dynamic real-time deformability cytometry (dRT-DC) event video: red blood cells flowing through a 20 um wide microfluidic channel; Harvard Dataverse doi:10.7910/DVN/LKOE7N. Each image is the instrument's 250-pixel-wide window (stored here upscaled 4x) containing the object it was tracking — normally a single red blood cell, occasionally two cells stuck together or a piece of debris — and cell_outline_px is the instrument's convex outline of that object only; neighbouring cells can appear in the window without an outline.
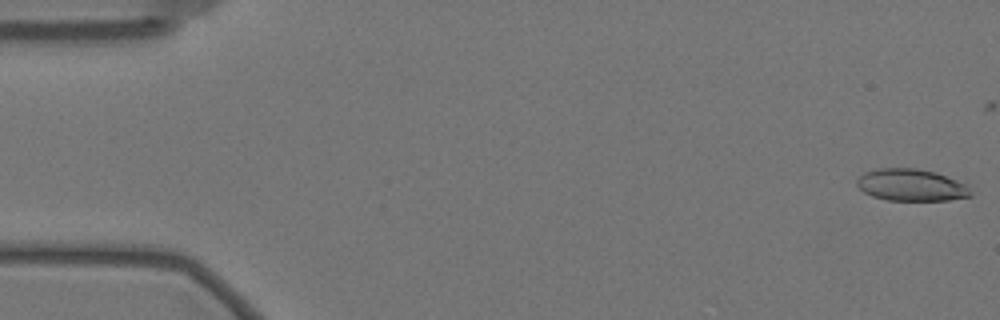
{"species": "Egyptian fruit bat (a non-hibernating species)", "species_latin": "Rousettus aegyptiacus", "temperature_condition": "warm", "stored_images_in_passage": 57, "camera_frame_rate_fps": 3000, "um_per_image_px": 0.085, "animal": {"sex": "female"}, "frame": {"image": 1, "passage_image": 1, "time_ms": 0.0, "image_size_px": [1000, 320], "cell_outline_px": [[972, 196], [948, 200], [888, 200], [872, 196], [864, 192], [856, 184], [856, 180], [864, 172], [880, 168], [916, 168], [936, 172], [968, 184]], "centroid_in_image_um": [77.47, 15.72], "position_along_channel_um": 7.5, "area_um2": 21.27}}
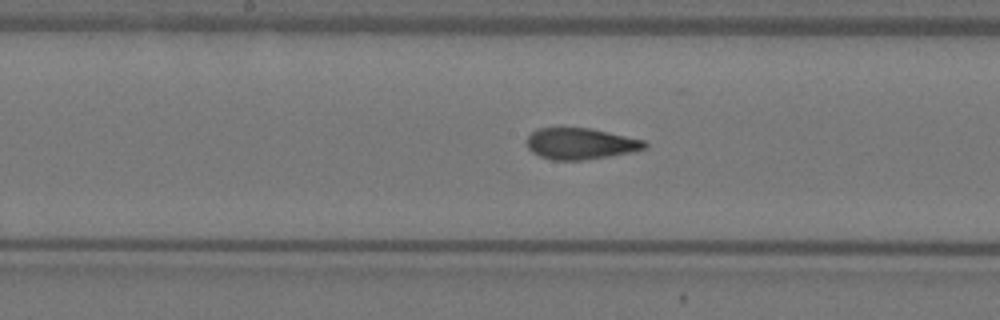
{"frame": {"image": 2, "passage_image": 29, "time_ms": 9.333, "image_size_px": [1000, 320], "cell_outline_px": [[648, 148], [608, 156], [584, 160], [552, 160], [540, 156], [532, 152], [528, 148], [528, 136], [536, 128], [588, 128], [608, 132], [644, 140], [648, 144]], "centroid_in_image_um": [49.34, 12.21], "position_along_channel_um": 198.9, "area_um2": 21.27}}
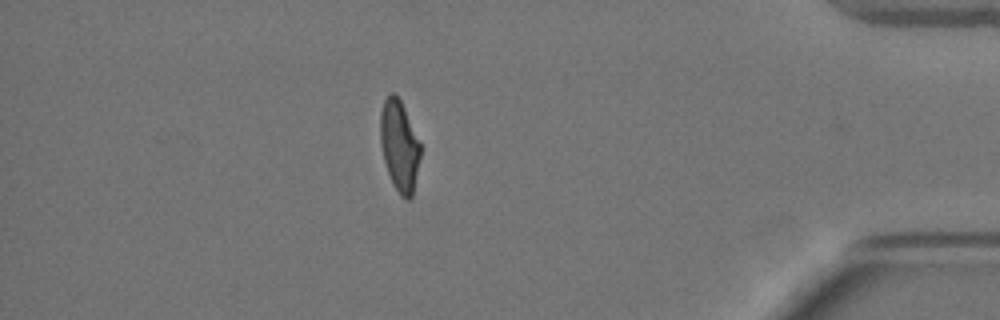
{"frame": {"image": 3, "passage_image": 50, "time_ms": 16.333, "image_size_px": [1000, 320], "cell_outline_px": [[420, 156], [412, 196], [408, 200], [404, 200], [400, 196], [388, 172], [384, 160], [380, 144], [380, 112], [384, 100], [388, 92], [392, 92], [400, 100], [404, 108], [420, 144]], "centroid_in_image_um": [33.92, 12.38], "position_along_channel_um": 401.3, "area_um2": 20.92}, "authors_computed_cell_mechanics": {"area_um2": 21.964, "velocity_mm_per_s": 3.5118, "shape_relaxation_time_tau1_ms": 7.7539, "shape_relaxation_time_tau2_ms": 1.5859, "deformation_change_tau1": 0.2167, "deformation_change_tau2": 0.0921}}